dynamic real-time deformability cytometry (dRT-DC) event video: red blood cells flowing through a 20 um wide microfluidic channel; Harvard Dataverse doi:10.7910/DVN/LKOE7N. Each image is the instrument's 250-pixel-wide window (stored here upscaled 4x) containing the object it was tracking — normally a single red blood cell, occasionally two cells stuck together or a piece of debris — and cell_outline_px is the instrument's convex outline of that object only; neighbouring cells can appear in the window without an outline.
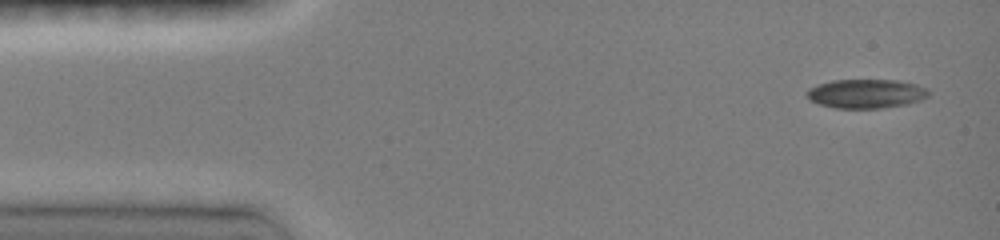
{"species": "common noctule bat (a hibernating species)", "species_latin": "Nyctalus noctula", "temperature_condition": "room temperature", "stored_images_in_passage": 10, "camera_frame_rate_fps": 3000, "um_per_image_px": 0.085, "animal": {"sex": "female", "body_mass_g": 19.0, "forearm_length_mm": 51.5}, "frame": {"image": 1, "passage_image": 1, "time_ms": 0.0, "image_size_px": [1000, 240], "cell_outline_px": [[928, 96], [920, 100], [908, 104], [884, 108], [836, 108], [820, 104], [812, 100], [808, 96], [808, 88], [832, 80], [900, 80], [916, 84], [928, 88]], "centroid_in_image_um": [73.68, 7.96], "position_along_channel_um": 11.3, "area_um2": 20.52}}
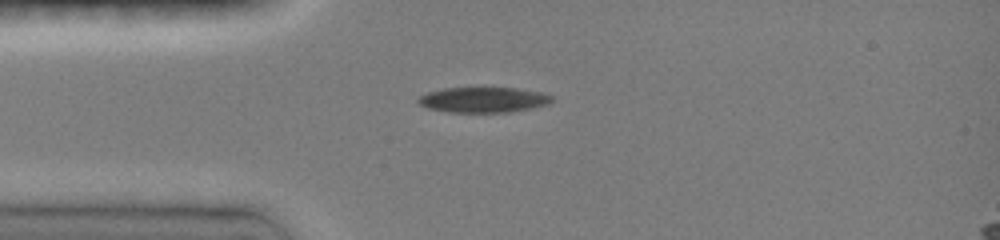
{"frame": {"image": 2, "passage_image": 7, "time_ms": 3.0, "image_size_px": [1000, 240], "cell_outline_px": [[552, 100], [548, 104], [532, 108], [512, 112], [448, 112], [428, 108], [420, 104], [416, 100], [420, 96], [428, 92], [444, 88], [516, 88], [544, 92], [552, 96]], "centroid_in_image_um": [41.11, 8.48], "position_along_channel_um": 43.9, "area_um2": 19.77}}